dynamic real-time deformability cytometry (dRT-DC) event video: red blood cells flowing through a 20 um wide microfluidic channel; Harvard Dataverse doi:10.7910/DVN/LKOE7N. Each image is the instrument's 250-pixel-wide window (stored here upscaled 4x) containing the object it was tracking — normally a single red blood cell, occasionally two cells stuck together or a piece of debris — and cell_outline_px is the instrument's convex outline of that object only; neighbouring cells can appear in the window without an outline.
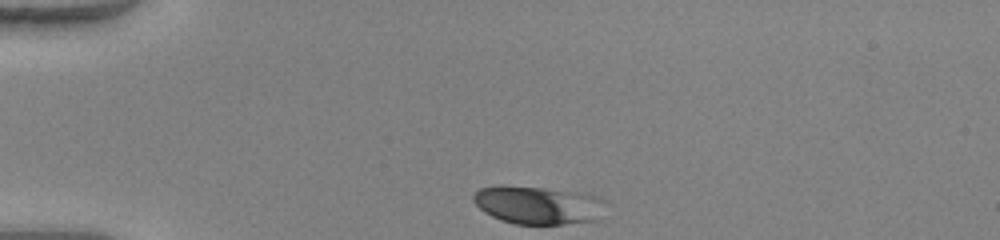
{"species": "human", "species_latin": "Homo sapiens", "temperature_condition": "warm", "stored_images_in_passage": 31, "camera_frame_rate_fps": 3000, "um_per_image_px": 0.085, "donor": {"sex": "female"}, "frame": {"image": 1, "passage_image": 1, "time_ms": 0.0, "image_size_px": [1000, 240], "cell_outline_px": [[604, 200], [600, 220], [564, 224], [516, 224], [500, 220], [484, 212], [472, 200], [472, 196], [480, 188], [500, 184], [588, 192], [600, 196]], "centroid_in_image_um": [45.76, 17.41], "position_along_channel_um": 39.2, "area_um2": 29.94}}
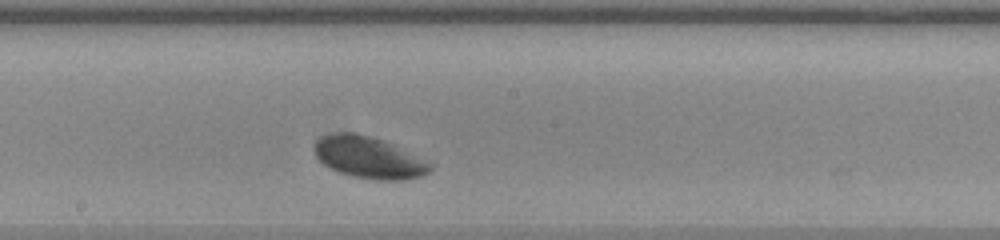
{"frame": {"image": 2, "passage_image": 18, "time_ms": 5.667, "image_size_px": [1000, 240], "cell_outline_px": [[432, 168], [428, 172], [420, 176], [408, 180], [376, 180], [352, 176], [340, 172], [324, 164], [316, 156], [312, 148], [316, 140], [324, 136], [336, 132], [356, 132], [372, 136], [384, 140], [432, 164]], "centroid_in_image_um": [31.32, 13.38], "position_along_channel_um": 216.9, "area_um2": 28.03}}
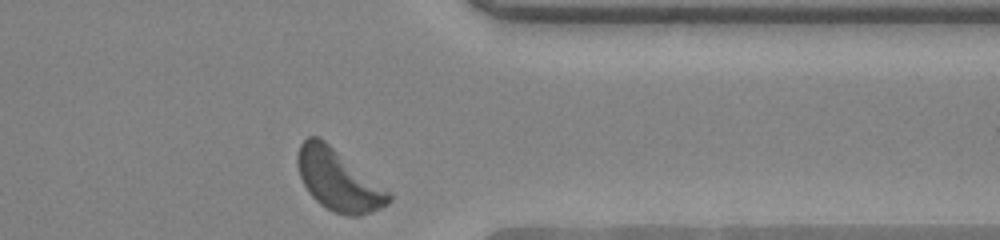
{"frame": {"image": 3, "passage_image": 31, "time_ms": 10.0, "image_size_px": [1000, 240], "cell_outline_px": [[392, 200], [388, 204], [372, 212], [360, 216], [348, 216], [332, 212], [320, 204], [308, 192], [300, 176], [296, 164], [296, 156], [300, 144], [308, 136], [316, 136], [324, 140], [392, 192]], "centroid_in_image_um": [28.78, 15.32], "position_along_channel_um": 382.6, "area_um2": 32.83}, "authors_computed_cell_mechanics": {"area_um2": 29.7092, "velocity_mm_per_s": 3.9433, "shape_relaxation_time_tau1_ms": 1.7617, "shape_relaxation_time_tau2_ms": null, "deformation_change_tau1": 0.1296, "deformation_change_tau2": null}}